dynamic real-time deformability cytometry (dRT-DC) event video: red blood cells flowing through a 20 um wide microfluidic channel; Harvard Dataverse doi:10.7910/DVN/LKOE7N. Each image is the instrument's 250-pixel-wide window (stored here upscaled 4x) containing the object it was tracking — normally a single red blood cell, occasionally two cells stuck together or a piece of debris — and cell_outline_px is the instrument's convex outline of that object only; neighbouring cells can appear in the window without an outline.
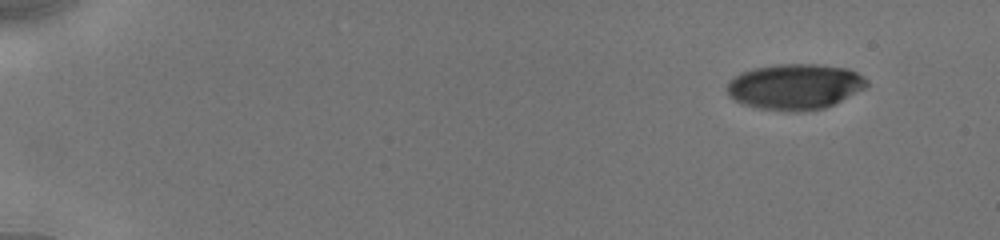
{"species": "human", "species_latin": "Homo sapiens", "temperature_condition": "cold", "stored_images_in_passage": 5, "camera_frame_rate_fps": 3000, "um_per_image_px": 0.085, "donor": {"sex": "male"}, "frame": {"image": 1, "passage_image": 1, "time_ms": 0.0, "image_size_px": [1000, 240], "cell_outline_px": [[868, 84], [864, 88], [824, 108], [800, 112], [760, 108], [744, 104], [728, 96], [728, 80], [732, 76], [740, 72], [752, 68], [776, 64], [820, 64], [848, 68], [864, 76], [868, 80]], "centroid_in_image_um": [67.55, 7.34], "position_along_channel_um": 17.5, "area_um2": 37.17}}
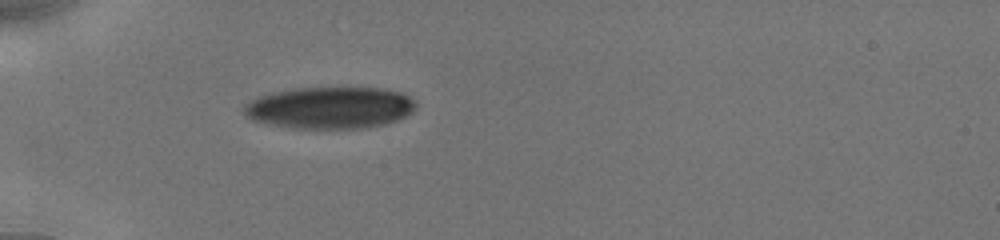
{"frame": {"image": 2, "passage_image": 5, "time_ms": 4.333, "image_size_px": [1000, 240], "cell_outline_px": [[416, 108], [412, 112], [396, 120], [384, 124], [364, 128], [296, 128], [252, 120], [244, 112], [244, 104], [260, 96], [272, 92], [296, 88], [384, 88], [400, 92], [416, 100]], "centroid_in_image_um": [28.08, 9.14], "position_along_channel_um": 56.9, "area_um2": 41.62}}